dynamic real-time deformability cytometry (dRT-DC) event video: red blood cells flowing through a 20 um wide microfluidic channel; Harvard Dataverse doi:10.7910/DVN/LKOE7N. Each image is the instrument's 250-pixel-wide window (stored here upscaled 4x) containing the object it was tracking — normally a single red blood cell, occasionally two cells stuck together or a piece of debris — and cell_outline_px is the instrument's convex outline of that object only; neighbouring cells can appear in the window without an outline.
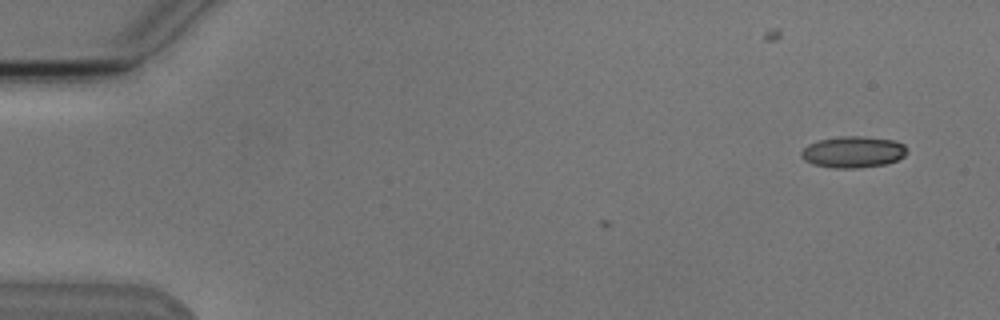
{"species": "Egyptian fruit bat (a non-hibernating species)", "species_latin": "Rousettus aegyptiacus", "temperature_condition": "cold", "stored_images_in_passage": 4, "camera_frame_rate_fps": 3000, "um_per_image_px": 0.085, "animal": {"sex": "male"}, "frame": {"image": 1, "passage_image": 1, "time_ms": 0.0, "image_size_px": [1000, 320], "cell_outline_px": [[908, 152], [904, 156], [896, 160], [884, 164], [856, 168], [832, 168], [812, 164], [804, 160], [800, 156], [800, 152], [808, 144], [820, 140], [840, 136], [864, 136], [896, 140], [904, 144], [908, 148]], "centroid_in_image_um": [72.52, 12.91], "position_along_channel_um": 12.5, "area_um2": 19.54}}